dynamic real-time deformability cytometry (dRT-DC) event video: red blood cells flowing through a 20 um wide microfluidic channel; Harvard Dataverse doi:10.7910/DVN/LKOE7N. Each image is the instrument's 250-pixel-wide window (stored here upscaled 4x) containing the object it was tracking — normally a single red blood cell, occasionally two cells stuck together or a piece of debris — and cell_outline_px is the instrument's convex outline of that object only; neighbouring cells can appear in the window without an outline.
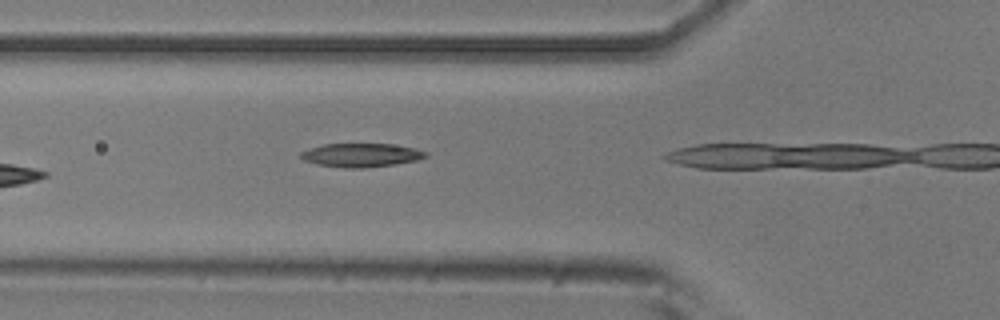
{"species": "common noctule bat (a hibernating species)", "species_latin": "Nyctalus noctula", "temperature_condition": "room temperature", "stored_images_in_passage": 5, "camera_frame_rate_fps": 3000, "um_per_image_px": 0.085, "animal": {"sex": "male", "body_mass_g": 20.5, "forearm_length_mm": 52.5}, "frame": {"image": 1, "passage_image": 4, "time_ms": 1.0, "image_size_px": [1000, 320], "cell_outline_px": [[428, 156], [416, 160], [396, 164], [364, 168], [344, 168], [316, 164], [304, 160], [300, 156], [300, 152], [324, 144], [392, 144], [416, 148], [428, 152]], "centroid_in_image_um": [30.73, 13.19], "position_along_channel_um": 95.1, "area_um2": 17.22}}